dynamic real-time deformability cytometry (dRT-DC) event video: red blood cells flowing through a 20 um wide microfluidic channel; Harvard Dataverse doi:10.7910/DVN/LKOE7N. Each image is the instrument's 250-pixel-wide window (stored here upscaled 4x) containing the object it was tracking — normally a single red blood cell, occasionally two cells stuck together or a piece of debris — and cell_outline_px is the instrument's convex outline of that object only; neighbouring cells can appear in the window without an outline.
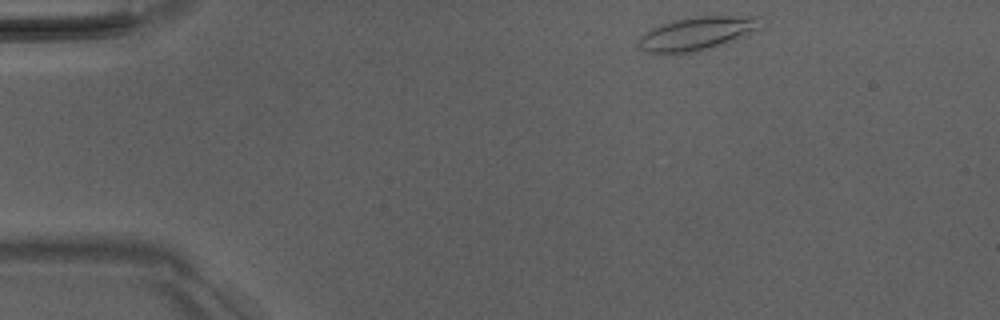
{"species": "Egyptian fruit bat (a non-hibernating species)", "species_latin": "Rousettus aegyptiacus", "temperature_condition": "room temperature", "stored_images_in_passage": 3, "camera_frame_rate_fps": 3000, "um_per_image_px": 0.085, "animal": {"sex": "male"}, "frame": {"image": 1, "passage_image": 1, "time_ms": 0.0, "image_size_px": [1000, 320], "cell_outline_px": [[764, 28], [724, 44], [696, 52], [648, 52], [640, 48], [640, 36], [652, 28], [660, 24], [672, 20], [696, 16], [760, 16]], "centroid_in_image_um": [59.34, 2.82], "position_along_channel_um": 25.7, "area_um2": 23.7}}